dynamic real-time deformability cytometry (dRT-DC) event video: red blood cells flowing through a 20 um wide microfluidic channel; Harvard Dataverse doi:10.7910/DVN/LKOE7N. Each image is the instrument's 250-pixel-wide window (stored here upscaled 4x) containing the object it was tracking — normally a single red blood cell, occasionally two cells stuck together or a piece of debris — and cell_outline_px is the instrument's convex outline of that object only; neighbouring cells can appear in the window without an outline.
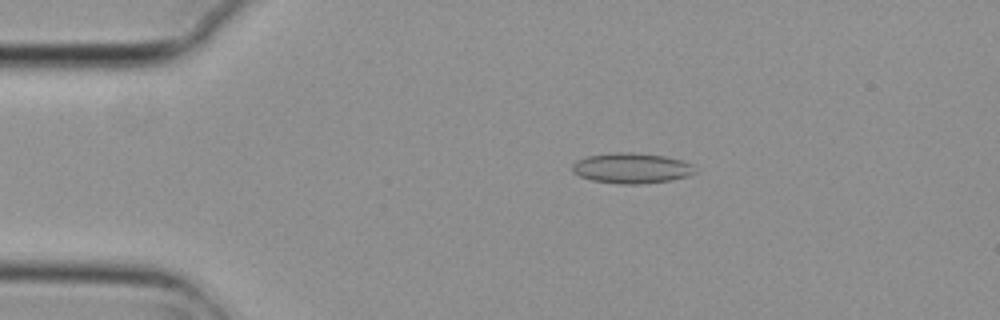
{"species": "common noctule bat (a hibernating species)", "species_latin": "Nyctalus noctula", "temperature_condition": "cold", "stored_images_in_passage": 6, "camera_frame_rate_fps": 3000, "um_per_image_px": 0.085, "animal": {"sex": "female", "body_mass_g": 29.2, "forearm_length_mm": 56.3}, "frame": {"image": 1, "passage_image": 3, "time_ms": 0.667, "image_size_px": [1000, 320], "cell_outline_px": [[696, 172], [688, 176], [672, 180], [640, 184], [620, 184], [592, 180], [580, 176], [572, 172], [572, 164], [576, 160], [588, 156], [616, 152], [632, 152], [664, 156], [680, 160], [692, 164]], "centroid_in_image_um": [53.67, 14.29], "position_along_channel_um": 31.3, "area_um2": 21.73}}
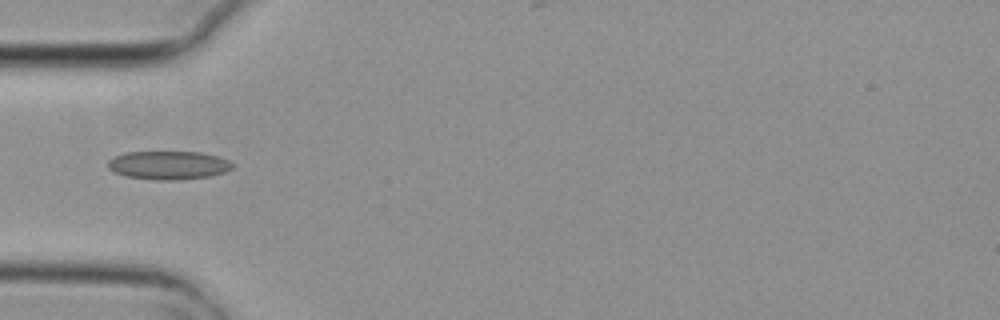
{"frame": {"image": 2, "passage_image": 5, "time_ms": 1.333, "image_size_px": [1000, 320], "cell_outline_px": [[236, 164], [232, 168], [224, 172], [208, 176], [180, 180], [156, 180], [124, 176], [108, 168], [108, 160], [124, 152], [200, 152], [216, 156], [228, 160]], "centroid_in_image_um": [14.32, 14.04], "position_along_channel_um": 70.7, "area_um2": 20.63}}